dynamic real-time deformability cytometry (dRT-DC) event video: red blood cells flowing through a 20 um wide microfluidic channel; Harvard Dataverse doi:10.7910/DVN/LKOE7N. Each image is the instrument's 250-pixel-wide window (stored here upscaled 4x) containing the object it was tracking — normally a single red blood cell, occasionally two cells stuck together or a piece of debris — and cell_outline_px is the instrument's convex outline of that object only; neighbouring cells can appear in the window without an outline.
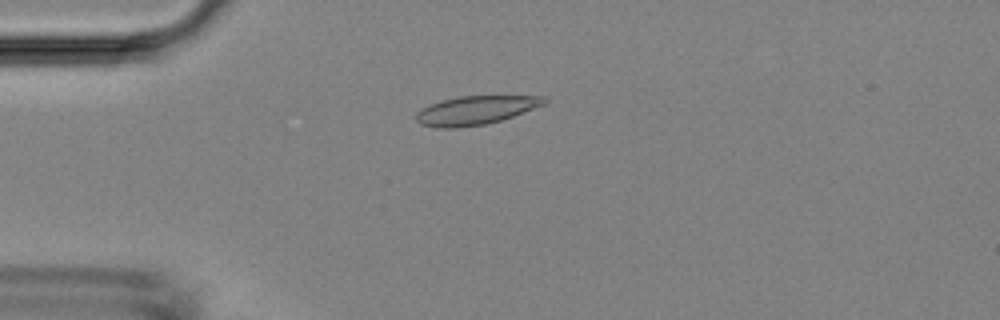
{"species": "Egyptian fruit bat (a non-hibernating species)", "species_latin": "Rousettus aegyptiacus", "temperature_condition": "room temperature", "stored_images_in_passage": 5, "camera_frame_rate_fps": 3000, "um_per_image_px": 0.085, "animal": {"sex": "female"}, "frame": {"image": 1, "passage_image": 3, "time_ms": 2.333, "image_size_px": [1000, 320], "cell_outline_px": [[548, 104], [500, 120], [484, 124], [456, 128], [436, 128], [420, 124], [416, 120], [416, 112], [420, 108], [444, 100], [460, 96], [548, 96]], "centroid_in_image_um": [40.45, 9.37], "position_along_channel_um": 44.5, "area_um2": 21.44}}